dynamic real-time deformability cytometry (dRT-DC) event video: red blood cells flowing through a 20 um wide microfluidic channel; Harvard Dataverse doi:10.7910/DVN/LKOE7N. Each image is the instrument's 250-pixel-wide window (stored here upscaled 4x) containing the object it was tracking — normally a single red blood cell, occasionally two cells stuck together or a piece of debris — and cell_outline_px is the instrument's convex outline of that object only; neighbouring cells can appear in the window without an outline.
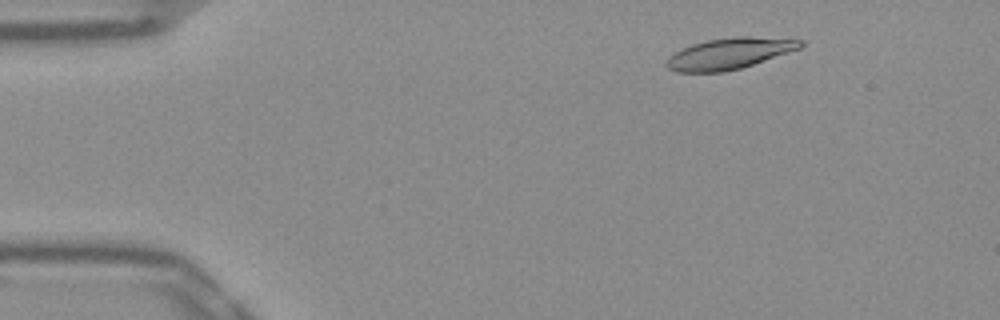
{"species": "Egyptian fruit bat (a non-hibernating species)", "species_latin": "Rousettus aegyptiacus", "temperature_condition": "warm", "stored_images_in_passage": 51, "camera_frame_rate_fps": 3000, "um_per_image_px": 0.085, "frame": {"image": 1, "passage_image": 6, "time_ms": 1.667, "image_size_px": [1000, 320], "cell_outline_px": [[804, 44], [800, 48], [740, 68], [724, 72], [676, 72], [668, 68], [664, 64], [664, 60], [668, 56], [680, 48], [692, 44], [708, 40], [736, 36], [748, 36], [804, 40]], "centroid_in_image_um": [61.92, 4.55], "position_along_channel_um": 23.1, "area_um2": 24.28}}
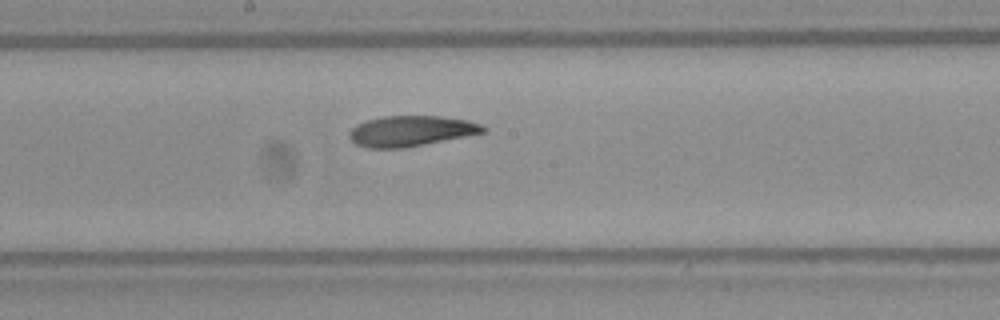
{"frame": {"image": 2, "passage_image": 27, "time_ms": 8.667, "image_size_px": [1000, 320], "cell_outline_px": [[488, 128], [484, 132], [404, 148], [368, 148], [356, 144], [348, 136], [348, 132], [356, 124], [368, 120], [384, 116], [440, 116], [468, 120], [480, 124]], "centroid_in_image_um": [34.9, 11.13], "position_along_channel_um": 213.3, "area_um2": 23.64}}
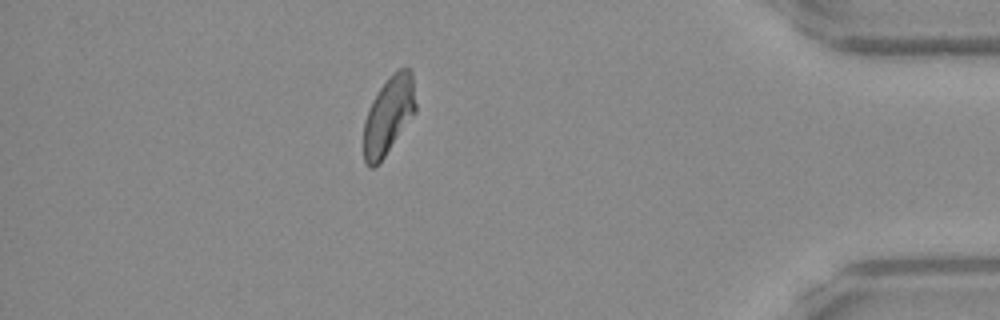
{"frame": {"image": 3, "passage_image": 45, "time_ms": 14.667, "image_size_px": [1000, 320], "cell_outline_px": [[416, 112], [384, 156], [372, 168], [368, 168], [364, 160], [364, 120], [368, 108], [372, 100], [388, 76], [392, 72], [400, 68], [408, 68], [412, 72], [416, 104]], "centroid_in_image_um": [33.03, 9.77], "position_along_channel_um": 402.2, "area_um2": 23.47}, "authors_computed_cell_mechanics": {"area_um2": 24.3916, "velocity_mm_per_s": 3.8517, "shape_relaxation_time_tau1_ms": null, "shape_relaxation_time_tau2_ms": 3.3097, "deformation_change_tau1": null, "deformation_change_tau2": 0.1041}}